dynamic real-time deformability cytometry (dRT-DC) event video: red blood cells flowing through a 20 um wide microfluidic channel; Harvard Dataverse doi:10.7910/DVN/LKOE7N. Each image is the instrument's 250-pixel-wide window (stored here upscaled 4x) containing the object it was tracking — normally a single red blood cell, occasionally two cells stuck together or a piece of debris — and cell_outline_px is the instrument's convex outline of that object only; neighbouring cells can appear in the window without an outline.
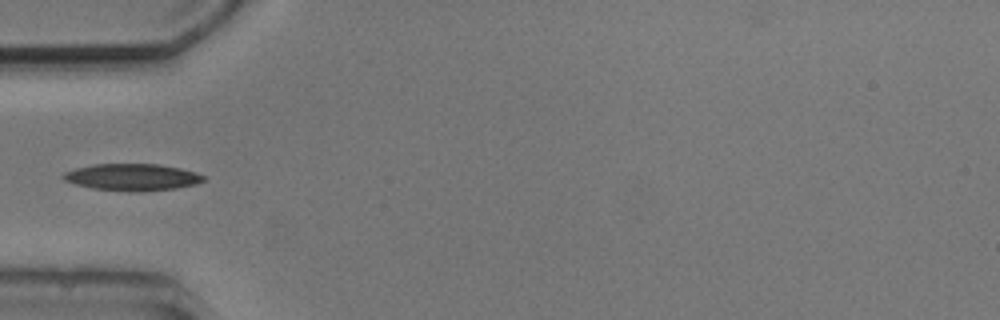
{"species": "common noctule bat (a hibernating species)", "species_latin": "Nyctalus noctula", "temperature_condition": "cold", "stored_images_in_passage": 3, "camera_frame_rate_fps": 3000, "um_per_image_px": 0.085, "animal": {"sex": "male", "body_mass_g": 20.5, "forearm_length_mm": 52.5}, "frame": {"image": 1, "passage_image": 2, "time_ms": 2.333, "image_size_px": [1000, 320], "cell_outline_px": [[204, 180], [196, 184], [176, 188], [140, 192], [128, 192], [92, 188], [76, 184], [64, 180], [60, 176], [64, 172], [76, 168], [92, 164], [160, 164], [180, 168], [196, 172], [204, 176]], "centroid_in_image_um": [11.22, 15.06], "position_along_channel_um": 73.8, "area_um2": 22.08}}